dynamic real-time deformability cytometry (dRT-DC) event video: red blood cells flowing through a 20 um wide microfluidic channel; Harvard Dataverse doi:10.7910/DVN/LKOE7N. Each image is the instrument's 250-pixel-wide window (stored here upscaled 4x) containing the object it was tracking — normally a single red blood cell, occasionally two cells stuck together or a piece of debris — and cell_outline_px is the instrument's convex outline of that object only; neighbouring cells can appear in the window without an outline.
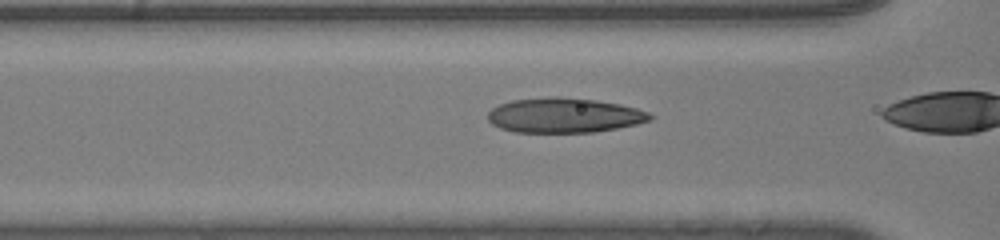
{"species": "human", "species_latin": "Homo sapiens", "temperature_condition": "room temperature", "stored_images_in_passage": 16, "camera_frame_rate_fps": 3000, "um_per_image_px": 0.085, "donor": {"sex": "male"}, "frame": {"image": 1, "passage_image": 15, "time_ms": 4.667, "image_size_px": [1000, 240], "cell_outline_px": [[656, 116], [652, 120], [636, 124], [616, 128], [592, 132], [516, 132], [500, 128], [492, 124], [488, 120], [488, 112], [492, 108], [500, 104], [512, 100], [548, 96], [560, 96], [596, 100], [620, 104], [636, 108], [648, 112]], "centroid_in_image_um": [47.97, 9.79], "position_along_channel_um": 118.6, "area_um2": 33.06}}